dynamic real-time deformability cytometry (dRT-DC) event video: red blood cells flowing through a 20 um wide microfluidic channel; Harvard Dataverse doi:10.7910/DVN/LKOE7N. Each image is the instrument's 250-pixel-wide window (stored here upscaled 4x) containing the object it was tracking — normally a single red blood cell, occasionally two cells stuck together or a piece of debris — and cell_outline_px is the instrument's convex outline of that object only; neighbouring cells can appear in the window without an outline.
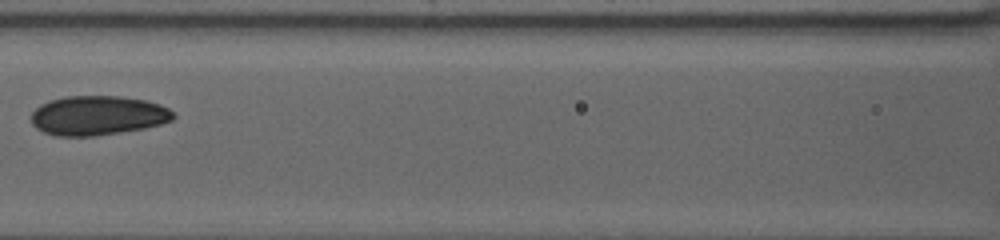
{"species": "human", "species_latin": "Homo sapiens", "temperature_condition": "warm", "stored_images_in_passage": 34, "segment_of_instrument_passage": [2, 2], "camera_frame_rate_fps": 3000, "um_per_image_px": 0.085, "donor": {"sex": "female"}, "frame": {"image": 1, "passage_image": 15, "time_ms": 9.333, "image_size_px": [1000, 240], "cell_outline_px": [[176, 116], [172, 120], [160, 124], [144, 128], [92, 136], [56, 136], [44, 132], [36, 128], [32, 124], [32, 112], [40, 104], [64, 96], [120, 96], [144, 100], [160, 104], [168, 108]], "centroid_in_image_um": [8.3, 9.81], "position_along_channel_um": 158.3, "area_um2": 32.48}}
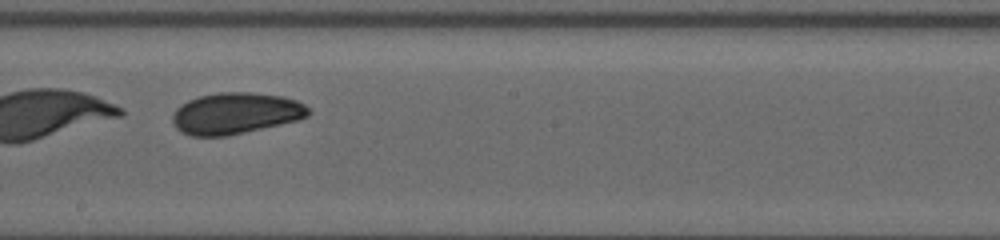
{"frame": {"image": 2, "passage_image": 19, "time_ms": 12.0, "image_size_px": [1000, 240], "cell_outline_px": [[312, 112], [308, 116], [296, 120], [228, 136], [192, 136], [180, 132], [172, 124], [172, 116], [176, 108], [180, 104], [188, 100], [200, 96], [220, 92], [252, 92], [284, 96], [296, 100], [304, 104]], "centroid_in_image_um": [20.0, 9.63], "position_along_channel_um": 228.2, "area_um2": 32.89}}
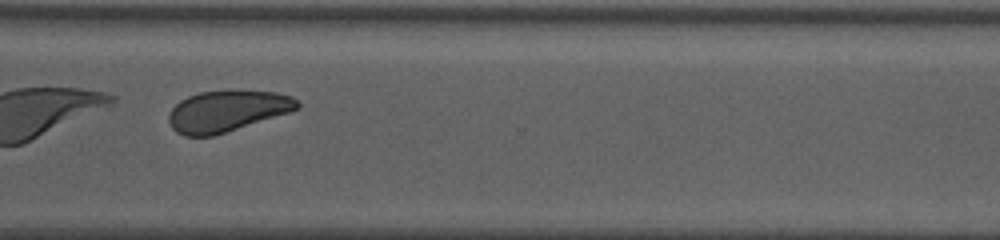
{"frame": {"image": 3, "passage_image": 26, "time_ms": 16.667, "image_size_px": [1000, 240], "cell_outline_px": [[300, 108], [288, 112], [212, 136], [184, 136], [176, 132], [172, 128], [168, 120], [168, 116], [172, 108], [180, 100], [188, 96], [200, 92], [276, 92], [292, 96], [300, 104]], "centroid_in_image_um": [19.25, 9.46], "position_along_channel_um": 351.3, "area_um2": 30.0}}